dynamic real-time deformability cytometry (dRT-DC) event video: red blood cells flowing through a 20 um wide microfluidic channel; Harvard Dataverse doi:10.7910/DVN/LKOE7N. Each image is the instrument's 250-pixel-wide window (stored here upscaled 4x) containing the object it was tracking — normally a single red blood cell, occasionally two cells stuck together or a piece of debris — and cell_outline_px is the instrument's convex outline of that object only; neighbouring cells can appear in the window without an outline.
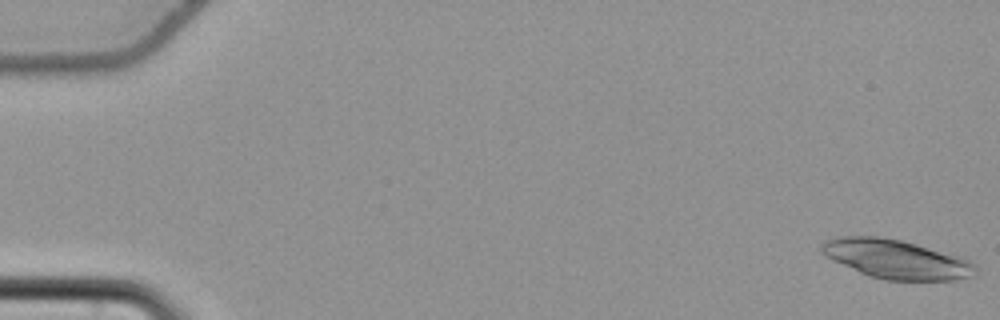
{"species": "common noctule bat (a hibernating species)", "species_latin": "Nyctalus noctula", "temperature_condition": "cold", "stored_images_in_passage": 43, "segment_of_instrument_passage": [1, 2], "camera_frame_rate_fps": 3000, "um_per_image_px": 0.085, "animal": {"sex": "female", "body_mass_g": 22.7, "forearm_length_mm": 54.2}, "frame": {"image": 1, "passage_image": 1, "time_ms": 0.0, "image_size_px": [1000, 320], "cell_outline_px": [[976, 276], [956, 280], [884, 280], [868, 276], [832, 260], [820, 252], [820, 244], [824, 240], [840, 236], [880, 236], [900, 240], [964, 256], [976, 264]], "centroid_in_image_um": [76.21, 22.03], "position_along_channel_um": 8.8, "area_um2": 35.55}}